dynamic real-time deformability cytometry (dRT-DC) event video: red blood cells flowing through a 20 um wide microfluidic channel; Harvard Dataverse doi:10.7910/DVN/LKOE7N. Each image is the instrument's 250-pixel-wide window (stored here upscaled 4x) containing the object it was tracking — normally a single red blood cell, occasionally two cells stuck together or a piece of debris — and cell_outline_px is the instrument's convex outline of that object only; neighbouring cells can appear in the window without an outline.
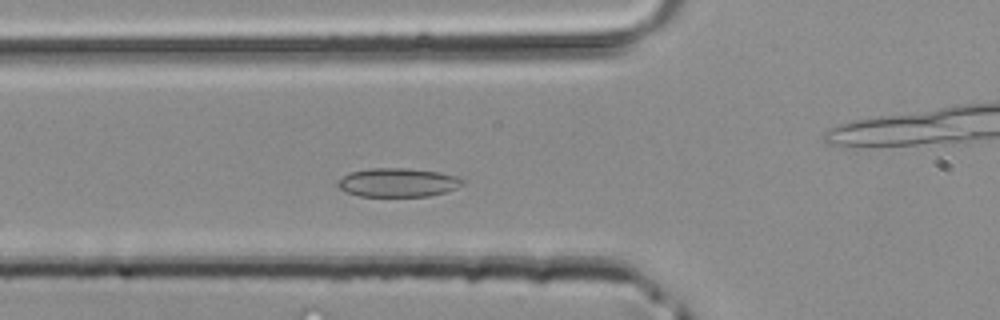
{"species": "common noctule bat (a hibernating species)", "species_latin": "Nyctalus noctula", "temperature_condition": "room temperature", "stored_images_in_passage": 31, "camera_frame_rate_fps": 3000, "um_per_image_px": 0.085, "animal": {"sex": "male", "body_mass_g": 20.4}, "frame": {"image": 1, "passage_image": 10, "time_ms": 3.0, "image_size_px": [1000, 320], "cell_outline_px": [[464, 184], [456, 188], [444, 192], [428, 196], [356, 196], [340, 188], [336, 184], [344, 176], [352, 172], [372, 168], [404, 168], [440, 172], [456, 176], [464, 180]], "centroid_in_image_um": [33.84, 15.51], "position_along_channel_um": 92.0, "area_um2": 20.69}}
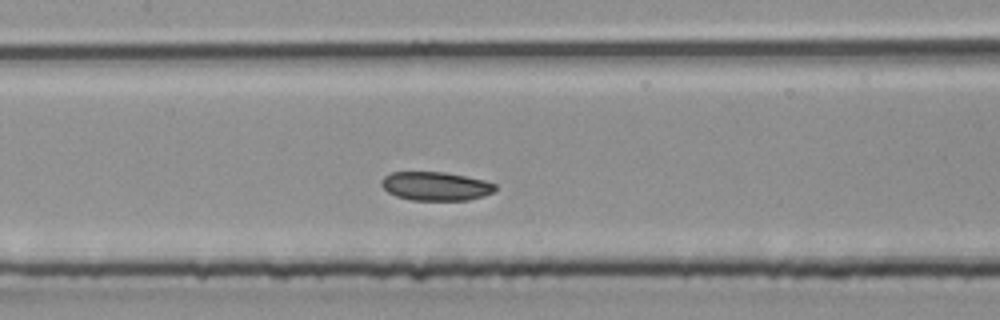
{"frame": {"image": 2, "passage_image": 15, "time_ms": 4.667, "image_size_px": [1000, 320], "cell_outline_px": [[496, 192], [484, 196], [468, 200], [412, 200], [396, 196], [388, 192], [380, 184], [380, 180], [384, 176], [392, 172], [444, 172], [484, 180], [496, 184]], "centroid_in_image_um": [37.04, 15.83], "position_along_channel_um": 170.4, "area_um2": 19.13}}
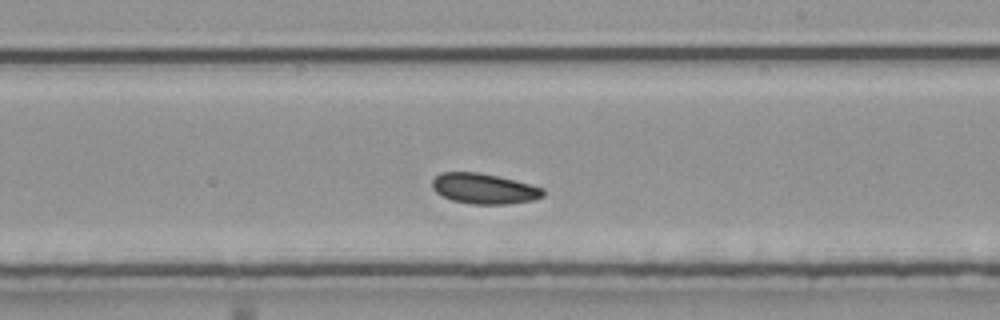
{"frame": {"image": 3, "passage_image": 20, "time_ms": 6.333, "image_size_px": [1000, 320], "cell_outline_px": [[544, 196], [532, 200], [508, 204], [472, 204], [452, 200], [436, 192], [432, 188], [432, 180], [436, 176], [444, 172], [476, 172], [496, 176], [544, 188]], "centroid_in_image_um": [41.13, 16.04], "position_along_channel_um": 247.9, "area_um2": 19.36}}